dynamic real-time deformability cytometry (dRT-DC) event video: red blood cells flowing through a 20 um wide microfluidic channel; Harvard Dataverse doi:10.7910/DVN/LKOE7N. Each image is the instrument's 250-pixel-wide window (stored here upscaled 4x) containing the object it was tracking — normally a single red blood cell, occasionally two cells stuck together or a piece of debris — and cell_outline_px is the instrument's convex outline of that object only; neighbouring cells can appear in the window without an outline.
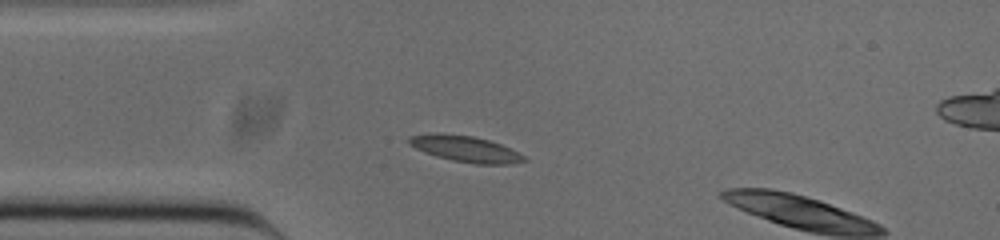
{"species": "common noctule bat (a hibernating species)", "species_latin": "Nyctalus noctula", "temperature_condition": "cold", "stored_images_in_passage": 3, "camera_frame_rate_fps": 3000, "um_per_image_px": 0.085, "animal": {"sex": "male", "body_mass_g": 20.0, "forearm_length_mm": 53.3}, "frame": {"image": 1, "passage_image": 1, "time_ms": 0.0, "image_size_px": [1000, 240], "cell_outline_px": [[528, 160], [512, 164], [476, 164], [452, 160], [436, 156], [424, 152], [408, 144], [408, 136], [472, 136], [488, 140], [500, 144], [524, 156]], "centroid_in_image_um": [39.64, 12.71], "position_along_channel_um": 45.4, "area_um2": 16.47}}